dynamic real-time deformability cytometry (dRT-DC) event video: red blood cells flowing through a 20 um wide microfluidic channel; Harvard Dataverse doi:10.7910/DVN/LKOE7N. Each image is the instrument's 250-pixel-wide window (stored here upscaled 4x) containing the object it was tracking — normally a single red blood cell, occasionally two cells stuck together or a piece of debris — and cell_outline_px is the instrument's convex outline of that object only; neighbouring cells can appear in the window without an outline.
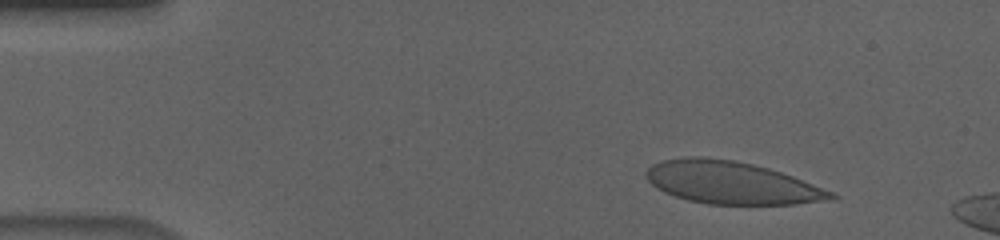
{"species": "human", "species_latin": "Homo sapiens", "temperature_condition": "cold", "stored_images_in_passage": 13, "camera_frame_rate_fps": 3000, "um_per_image_px": 0.085, "donor": {"sex": "male"}, "frame": {"image": 1, "passage_image": 6, "time_ms": 1.667, "image_size_px": [1000, 240], "cell_outline_px": [[840, 196], [836, 200], [796, 204], [708, 204], [688, 200], [664, 192], [656, 188], [644, 176], [644, 172], [652, 164], [660, 160], [688, 156], [704, 156], [736, 160], [768, 168], [792, 176], [832, 192]], "centroid_in_image_um": [62.15, 15.52], "position_along_channel_um": 22.9, "area_um2": 46.01}}